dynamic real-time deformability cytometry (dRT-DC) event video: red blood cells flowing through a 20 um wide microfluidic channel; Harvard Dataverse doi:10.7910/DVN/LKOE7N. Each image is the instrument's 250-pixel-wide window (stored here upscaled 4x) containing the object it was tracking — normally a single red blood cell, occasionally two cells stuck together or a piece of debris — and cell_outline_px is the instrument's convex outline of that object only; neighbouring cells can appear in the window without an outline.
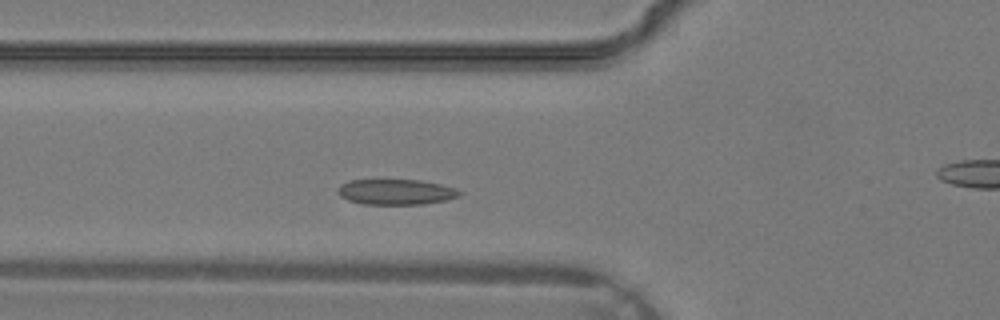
{"species": "common noctule bat (a hibernating species)", "species_latin": "Nyctalus noctula", "temperature_condition": "warm", "stored_images_in_passage": 25, "camera_frame_rate_fps": 3000, "um_per_image_px": 0.085, "animal": {"sex": "male", "body_mass_g": 19.2, "forearm_length_mm": 51.8}, "frame": {"image": 1, "passage_image": 5, "time_ms": 1.333, "image_size_px": [1000, 320], "cell_outline_px": [[464, 192], [460, 196], [448, 200], [424, 204], [364, 204], [348, 200], [340, 196], [336, 192], [340, 184], [348, 180], [420, 180], [440, 184], [456, 188]], "centroid_in_image_um": [33.68, 16.31], "position_along_channel_um": 92.1, "area_um2": 18.26}}
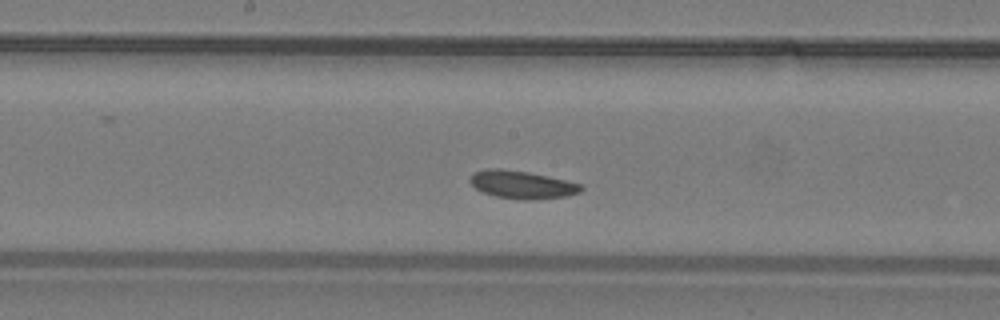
{"frame": {"image": 2, "passage_image": 11, "time_ms": 3.333, "image_size_px": [1000, 320], "cell_outline_px": [[584, 188], [580, 192], [568, 196], [532, 200], [524, 200], [496, 196], [484, 192], [476, 188], [468, 180], [472, 172], [488, 168], [500, 168], [528, 172], [548, 176], [584, 184]], "centroid_in_image_um": [44.39, 15.69], "position_along_channel_um": 203.8, "area_um2": 18.21}}
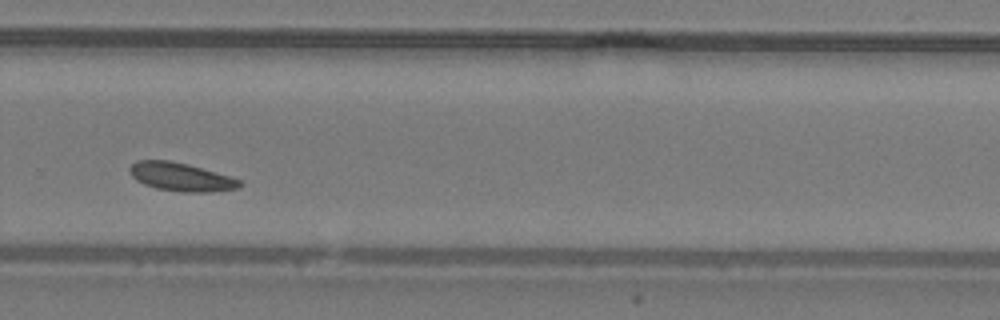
{"frame": {"image": 3, "passage_image": 17, "time_ms": 5.333, "image_size_px": [1000, 320], "cell_outline_px": [[244, 184], [240, 188], [208, 192], [184, 192], [156, 188], [144, 184], [136, 180], [132, 176], [128, 168], [136, 160], [168, 160], [188, 164], [228, 176], [240, 180]], "centroid_in_image_um": [15.37, 15.04], "position_along_channel_um": 314.4, "area_um2": 18.09}}